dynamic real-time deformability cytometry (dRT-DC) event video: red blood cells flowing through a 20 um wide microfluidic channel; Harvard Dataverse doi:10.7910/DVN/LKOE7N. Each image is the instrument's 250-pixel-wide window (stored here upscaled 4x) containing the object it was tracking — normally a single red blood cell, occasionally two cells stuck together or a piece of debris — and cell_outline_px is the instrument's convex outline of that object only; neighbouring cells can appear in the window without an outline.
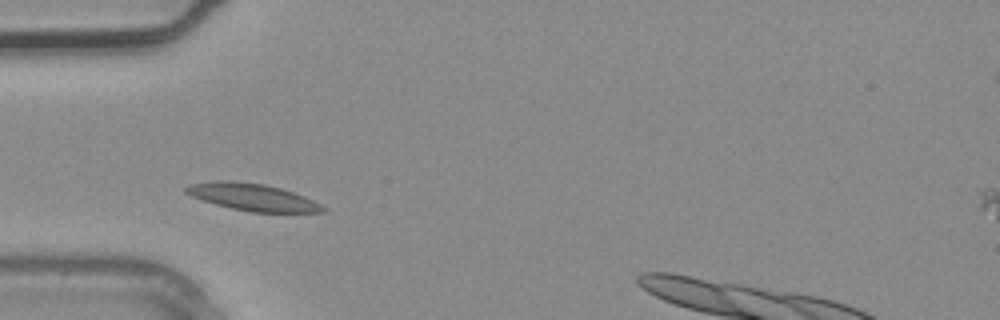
{"species": "common noctule bat (a hibernating species)", "species_latin": "Nyctalus noctula", "temperature_condition": "warm", "stored_images_in_passage": 5, "camera_frame_rate_fps": 3000, "um_per_image_px": 0.085, "animal": {"sex": "male", "body_mass_g": 20.4}, "frame": {"image": 1, "passage_image": 2, "time_ms": 0.333, "image_size_px": [1000, 320], "cell_outline_px": [[328, 208], [324, 212], [252, 212], [232, 208], [216, 204], [192, 196], [184, 192], [184, 188], [188, 184], [216, 180], [232, 180], [264, 184], [280, 188], [304, 196]], "centroid_in_image_um": [21.44, 16.74], "position_along_channel_um": 63.6, "area_um2": 21.5}}